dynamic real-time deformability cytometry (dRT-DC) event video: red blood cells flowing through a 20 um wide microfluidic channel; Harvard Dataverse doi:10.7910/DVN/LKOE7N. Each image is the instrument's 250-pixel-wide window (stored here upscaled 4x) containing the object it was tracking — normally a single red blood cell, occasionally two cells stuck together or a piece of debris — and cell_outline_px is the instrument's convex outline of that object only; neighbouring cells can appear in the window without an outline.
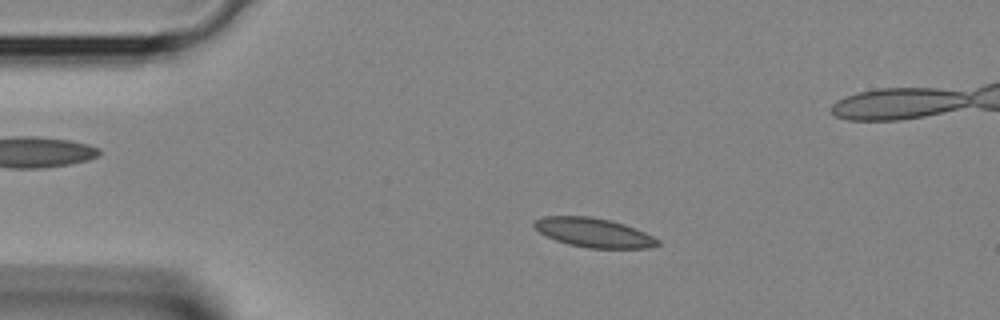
{"species": "Egyptian fruit bat (a non-hibernating species)", "species_latin": "Rousettus aegyptiacus", "temperature_condition": "room temperature", "stored_images_in_passage": 34, "camera_frame_rate_fps": 3000, "um_per_image_px": 0.085, "animal": {"sex": "female"}, "frame": {"image": 1, "passage_image": 3, "time_ms": 0.667, "image_size_px": [1000, 320], "cell_outline_px": [[660, 244], [648, 248], [588, 248], [568, 244], [556, 240], [540, 232], [532, 224], [532, 220], [544, 216], [588, 216], [608, 220], [624, 224], [644, 232], [660, 240]], "centroid_in_image_um": [50.44, 19.77], "position_along_channel_um": 34.6, "area_um2": 20.87}}
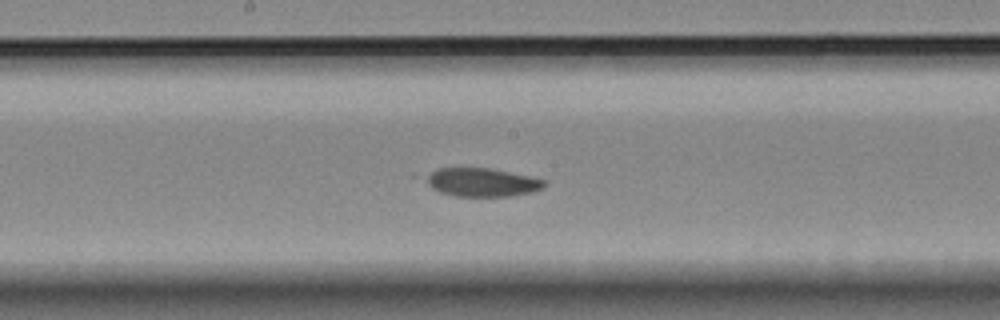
{"frame": {"image": 2, "passage_image": 15, "time_ms": 4.667, "image_size_px": [1000, 320], "cell_outline_px": [[548, 184], [544, 188], [532, 192], [512, 196], [456, 196], [440, 192], [432, 188], [428, 184], [424, 176], [436, 168], [488, 168], [528, 176], [544, 180]], "centroid_in_image_um": [40.96, 15.5], "position_along_channel_um": 207.2, "area_um2": 19.59}}
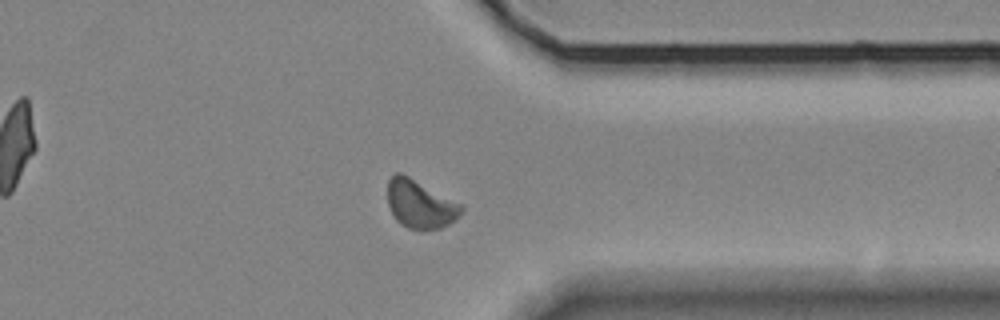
{"frame": {"image": 3, "passage_image": 25, "time_ms": 8.0, "image_size_px": [1000, 320], "cell_outline_px": [[464, 212], [456, 220], [440, 228], [420, 232], [408, 228], [400, 224], [396, 220], [388, 204], [388, 180], [396, 172], [400, 172], [464, 204]], "centroid_in_image_um": [35.76, 17.38], "position_along_channel_um": 375.6, "area_um2": 21.21}}